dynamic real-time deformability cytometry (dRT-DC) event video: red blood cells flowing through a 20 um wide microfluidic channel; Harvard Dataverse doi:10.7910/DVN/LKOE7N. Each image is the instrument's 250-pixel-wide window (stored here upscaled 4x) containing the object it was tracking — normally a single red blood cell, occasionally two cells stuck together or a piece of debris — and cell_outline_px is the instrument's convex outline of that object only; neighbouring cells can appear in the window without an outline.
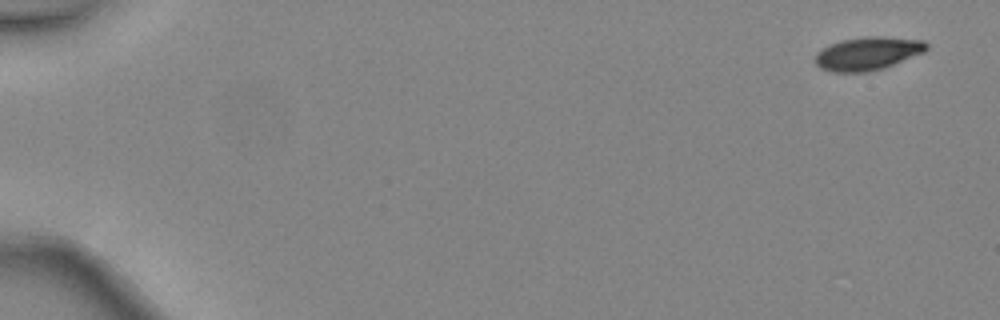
{"species": "common noctule bat (a hibernating species)", "species_latin": "Nyctalus noctula", "temperature_condition": "warm", "stored_images_in_passage": 5, "camera_frame_rate_fps": 3000, "um_per_image_px": 0.085, "animal": {"sex": "female", "body_mass_g": 24.6, "forearm_length_mm": 56.2}, "frame": {"image": 1, "passage_image": 1, "time_ms": 0.0, "image_size_px": [1000, 320], "cell_outline_px": [[928, 48], [924, 52], [884, 68], [864, 72], [832, 72], [820, 68], [812, 60], [816, 52], [840, 40], [868, 36], [880, 36], [924, 40], [928, 44]], "centroid_in_image_um": [73.73, 4.55], "position_along_channel_um": 11.3, "area_um2": 21.62}}
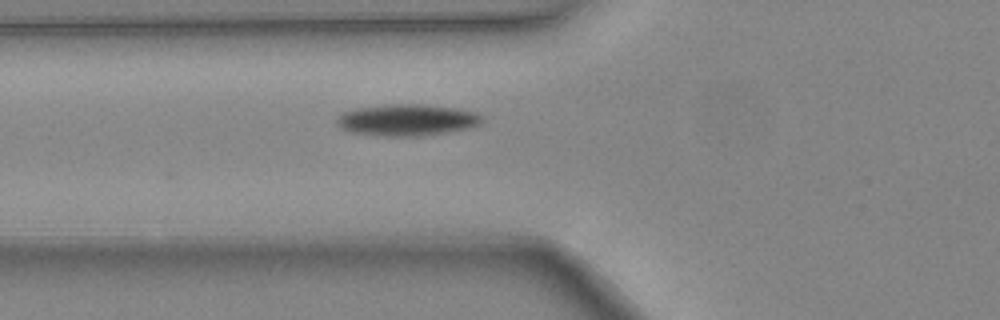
{"frame": {"image": 2, "passage_image": 5, "time_ms": 1.333, "image_size_px": [1000, 320], "cell_outline_px": [[484, 120], [480, 124], [472, 128], [444, 132], [412, 136], [388, 136], [352, 132], [340, 128], [336, 124], [336, 116], [344, 112], [356, 108], [388, 104], [424, 104], [456, 108], [476, 112]], "centroid_in_image_um": [34.59, 10.18], "position_along_channel_um": 91.2, "area_um2": 26.65}}